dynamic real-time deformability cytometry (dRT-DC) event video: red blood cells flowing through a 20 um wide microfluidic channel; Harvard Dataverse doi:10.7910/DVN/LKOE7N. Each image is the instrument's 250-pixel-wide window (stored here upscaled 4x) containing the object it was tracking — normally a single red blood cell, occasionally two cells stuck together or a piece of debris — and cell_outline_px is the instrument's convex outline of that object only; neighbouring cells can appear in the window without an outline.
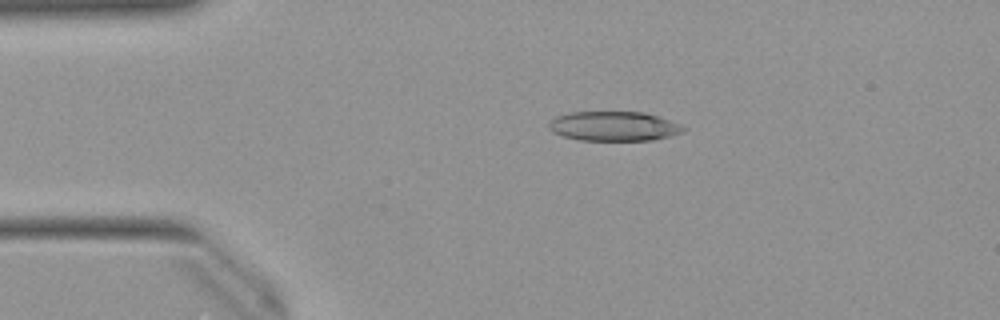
{"species": "Egyptian fruit bat (a non-hibernating species)", "species_latin": "Rousettus aegyptiacus", "temperature_condition": "warm", "stored_images_in_passage": 49, "camera_frame_rate_fps": 3000, "um_per_image_px": 0.085, "animal": {"sex": "female"}, "frame": {"image": 1, "passage_image": 9, "time_ms": 2.667, "image_size_px": [1000, 320], "cell_outline_px": [[688, 128], [684, 132], [672, 136], [652, 140], [580, 140], [564, 136], [552, 132], [548, 128], [548, 124], [556, 116], [572, 112], [644, 112], [660, 116], [680, 124]], "centroid_in_image_um": [52.23, 10.72], "position_along_channel_um": 32.8, "area_um2": 23.29}}
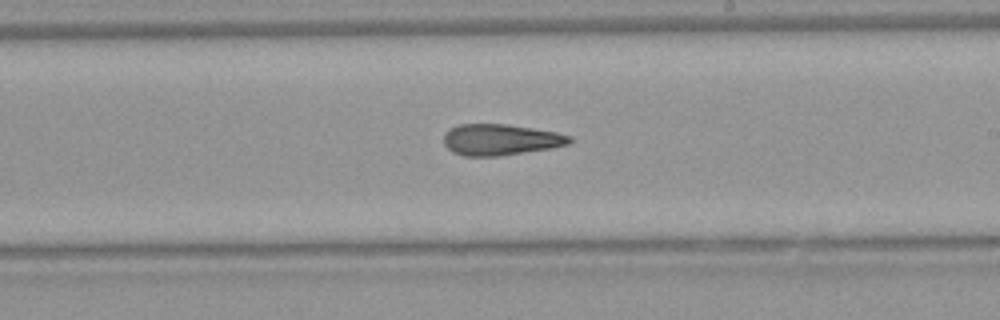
{"frame": {"image": 2, "passage_image": 28, "time_ms": 9.0, "image_size_px": [1000, 320], "cell_outline_px": [[572, 140], [568, 144], [552, 148], [496, 156], [464, 156], [452, 152], [444, 144], [444, 132], [448, 128], [460, 124], [508, 124], [556, 132], [572, 136]], "centroid_in_image_um": [42.52, 11.86], "position_along_channel_um": 246.5, "area_um2": 22.89}}
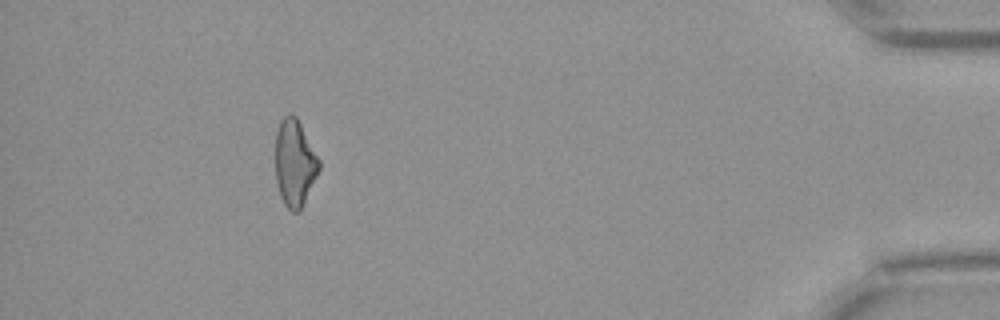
{"frame": {"image": 3, "passage_image": 45, "time_ms": 14.667, "image_size_px": [1000, 320], "cell_outline_px": [[320, 168], [300, 212], [292, 212], [284, 204], [280, 196], [276, 180], [276, 132], [280, 120], [284, 116], [296, 116], [320, 160]], "centroid_in_image_um": [25.05, 13.89], "position_along_channel_um": 410.2, "area_um2": 21.91}, "authors_computed_cell_mechanics": {"area_um2": 23.1778, "velocity_mm_per_s": 4.0053, "shape_relaxation_time_tau1_ms": null, "shape_relaxation_time_tau2_ms": 4.1991, "deformation_change_tau1": null, "deformation_change_tau2": 0.155}}